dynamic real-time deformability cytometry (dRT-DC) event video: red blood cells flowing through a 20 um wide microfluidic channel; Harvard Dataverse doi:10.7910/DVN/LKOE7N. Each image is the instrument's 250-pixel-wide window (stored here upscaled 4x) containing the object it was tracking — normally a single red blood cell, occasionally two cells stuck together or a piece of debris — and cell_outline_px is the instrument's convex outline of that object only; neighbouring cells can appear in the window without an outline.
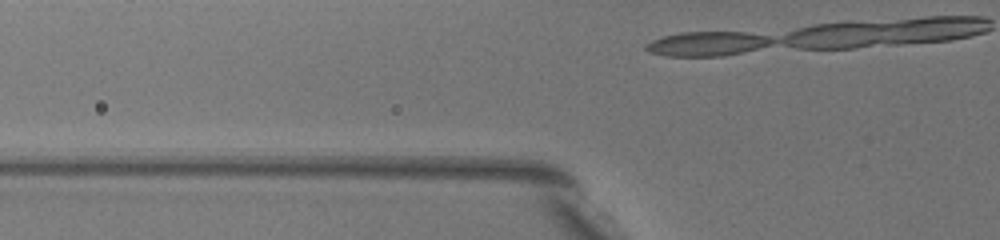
{"species": "common noctule bat (a hibernating species)", "species_latin": "Nyctalus noctula", "temperature_condition": "warm", "stored_images_in_passage": 3, "camera_frame_rate_fps": 3000, "um_per_image_px": 0.085, "animal": {"sex": "female", "body_mass_g": 19.5, "forearm_length_mm": 54.1}, "frame": {"image": 1, "passage_image": 3, "time_ms": 0.667, "image_size_px": [1000, 240], "cell_outline_px": [[672, 216], [660, 212], [636, 196], [600, 168], [588, 148], [596, 136], [620, 148], [672, 212]], "centroid_in_image_um": [53.18, 14.72], "position_along_channel_um": 72.6, "area_um2": 14.51}}